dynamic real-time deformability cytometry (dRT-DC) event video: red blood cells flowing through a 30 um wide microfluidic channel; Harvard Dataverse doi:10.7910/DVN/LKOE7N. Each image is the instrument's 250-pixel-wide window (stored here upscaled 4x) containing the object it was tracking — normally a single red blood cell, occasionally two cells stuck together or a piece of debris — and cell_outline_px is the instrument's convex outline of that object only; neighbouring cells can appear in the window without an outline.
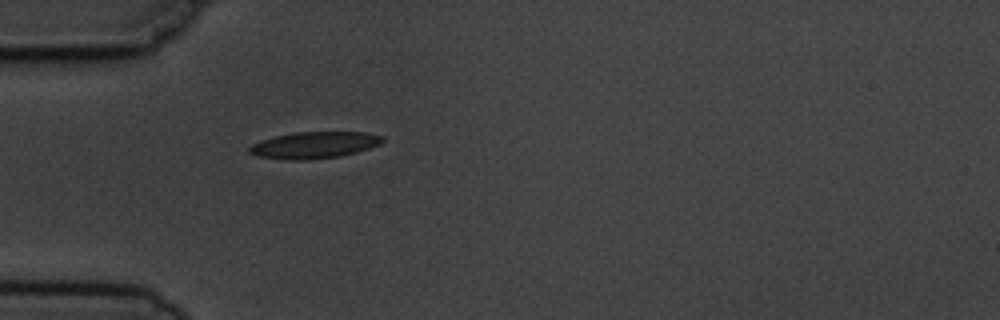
{"species": "common noctule bat (a hibernating species)", "species_latin": "Nyctalus noctula", "temperature_condition": "cold", "stored_images_in_passage": 2, "camera_frame_rate_fps": 3000, "um_per_image_px": 0.085, "animal": {"sex": "male", "body_mass_g": 19.5, "forearm_length_mm": 54.6}, "frame": {"image": 1, "passage_image": 2, "time_ms": 1.333, "image_size_px": [1000, 320], "cell_outline_px": [[384, 140], [380, 144], [356, 152], [340, 156], [308, 160], [288, 160], [256, 156], [248, 152], [248, 148], [252, 144], [260, 140], [276, 136], [296, 132], [364, 132], [384, 136]], "centroid_in_image_um": [26.69, 12.33], "position_along_channel_um": 58.3, "area_um2": 20.69}}